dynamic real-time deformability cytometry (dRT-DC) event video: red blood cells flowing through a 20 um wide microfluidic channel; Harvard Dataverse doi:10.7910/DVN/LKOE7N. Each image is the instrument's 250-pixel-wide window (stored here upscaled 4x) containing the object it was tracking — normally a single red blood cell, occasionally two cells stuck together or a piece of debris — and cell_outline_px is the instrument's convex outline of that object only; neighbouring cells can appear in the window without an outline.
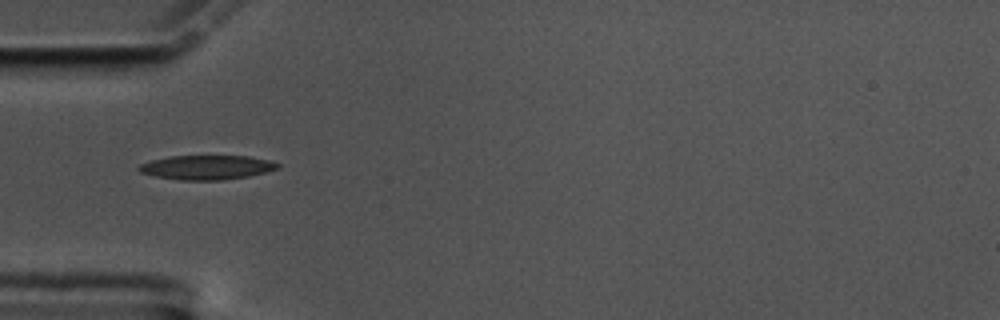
{"species": "common noctule bat (a hibernating species)", "species_latin": "Nyctalus noctula", "temperature_condition": "cold", "stored_images_in_passage": 40, "camera_frame_rate_fps": 3000, "um_per_image_px": 0.085, "animal": {"sex": "male", "body_mass_g": 17.5, "forearm_length_mm": 52.3}, "frame": {"image": 1, "passage_image": 1, "time_ms": 0.0, "image_size_px": [1000, 320], "cell_outline_px": [[280, 168], [248, 176], [224, 180], [180, 180], [156, 176], [140, 172], [136, 168], [140, 164], [152, 160], [172, 156], [248, 156], [272, 160], [280, 164]], "centroid_in_image_um": [17.6, 14.22], "position_along_channel_um": 67.4, "area_um2": 19.65}}
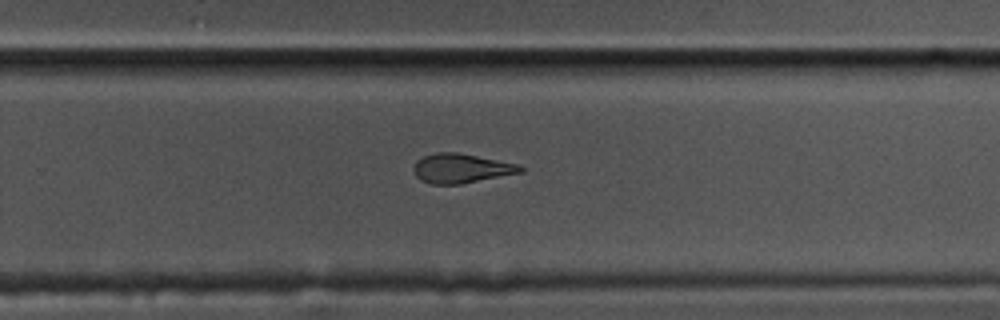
{"frame": {"image": 2, "passage_image": 20, "time_ms": 6.333, "image_size_px": [1000, 320], "cell_outline_px": [[524, 172], [460, 184], [432, 184], [420, 180], [416, 176], [412, 168], [416, 160], [424, 156], [436, 152], [456, 152], [520, 164], [524, 168]], "centroid_in_image_um": [39.2, 14.31], "position_along_channel_um": 290.6, "area_um2": 18.38}}
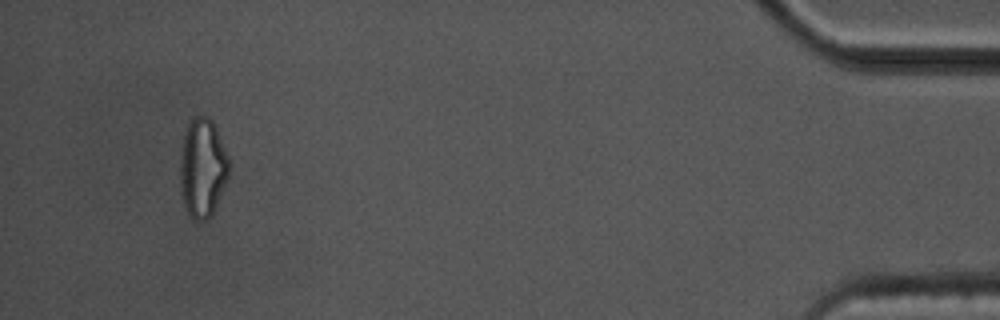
{"frame": {"image": 3, "passage_image": 37, "time_ms": 12.0, "image_size_px": [1000, 320], "cell_outline_px": [[232, 164], [228, 180], [212, 216], [204, 220], [192, 220], [184, 204], [180, 192], [180, 156], [184, 136], [188, 120], [196, 116], [208, 116], [212, 120], [216, 128]], "centroid_in_image_um": [17.24, 14.28], "position_along_channel_um": 418.0, "area_um2": 28.84}, "authors_computed_cell_mechanics": {"area_um2": 19.4497, "velocity_mm_per_s": 3.5249, "shape_relaxation_time_tau1_ms": 9.9258, "shape_relaxation_time_tau2_ms": 4.3317, "deformation_change_tau1": 0.2528, "deformation_change_tau2": 0.1334}}